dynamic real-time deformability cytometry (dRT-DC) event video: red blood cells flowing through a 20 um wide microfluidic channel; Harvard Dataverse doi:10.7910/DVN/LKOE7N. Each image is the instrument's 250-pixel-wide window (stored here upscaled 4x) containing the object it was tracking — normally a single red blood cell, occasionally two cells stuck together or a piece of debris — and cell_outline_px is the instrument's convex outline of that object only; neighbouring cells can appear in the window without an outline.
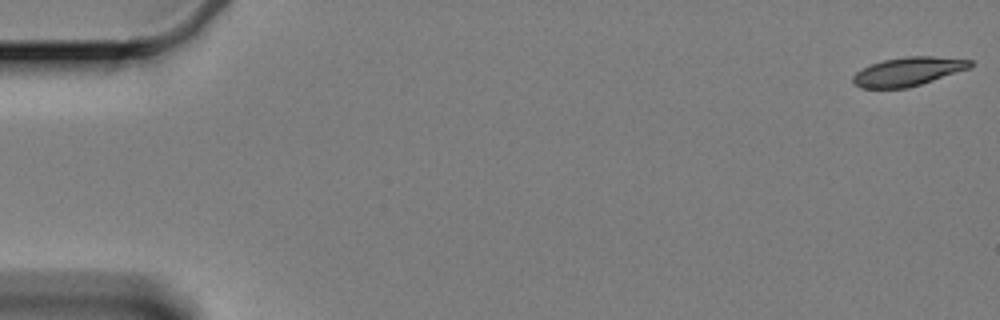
{"species": "Egyptian fruit bat (a non-hibernating species)", "species_latin": "Rousettus aegyptiacus", "temperature_condition": "cold", "stored_images_in_passage": 17, "camera_frame_rate_fps": 3000, "um_per_image_px": 0.085, "animal": {"sex": "female"}, "frame": {"image": 1, "passage_image": 1, "time_ms": 0.0, "image_size_px": [1000, 320], "cell_outline_px": [[972, 64], [968, 68], [908, 88], [860, 88], [852, 84], [852, 76], [856, 72], [872, 64], [884, 60], [908, 56], [932, 56], [972, 60]], "centroid_in_image_um": [77.12, 6.09], "position_along_channel_um": 7.9, "area_um2": 19.31}}
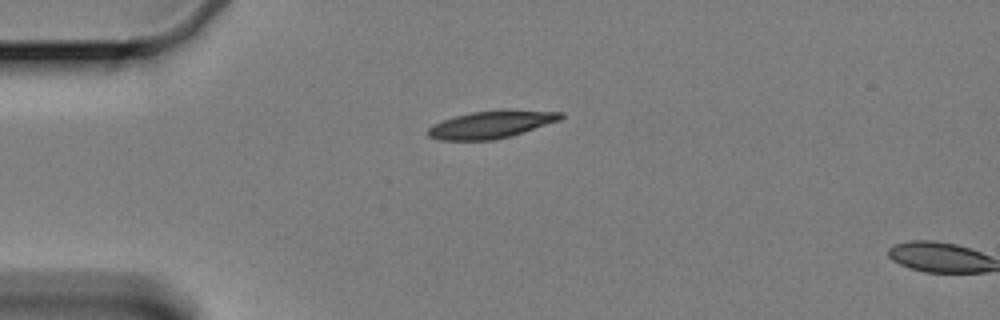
{"frame": {"image": 2, "passage_image": 15, "time_ms": 4.667, "image_size_px": [1000, 320], "cell_outline_px": [[564, 116], [560, 120], [512, 136], [492, 140], [436, 140], [428, 136], [428, 128], [432, 124], [456, 116], [472, 112], [508, 108], [564, 112]], "centroid_in_image_um": [41.8, 10.56], "position_along_channel_um": 43.2, "area_um2": 21.62}}